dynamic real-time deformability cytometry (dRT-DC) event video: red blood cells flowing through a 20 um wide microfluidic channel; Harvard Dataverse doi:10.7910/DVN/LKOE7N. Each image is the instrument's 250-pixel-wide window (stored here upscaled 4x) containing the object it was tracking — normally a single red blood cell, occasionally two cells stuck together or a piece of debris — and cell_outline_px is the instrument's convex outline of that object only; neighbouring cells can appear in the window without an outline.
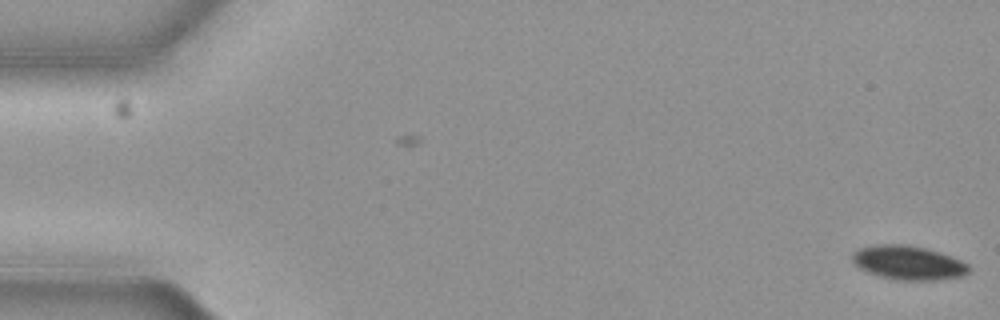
{"species": "common noctule bat (a hibernating species)", "species_latin": "Nyctalus noctula", "temperature_condition": "cold", "stored_images_in_passage": 7, "camera_frame_rate_fps": 3000, "um_per_image_px": 0.085, "animal": {"sex": "female", "body_mass_g": 19.3, "forearm_length_mm": 54.1}, "frame": {"image": 1, "passage_image": 7, "time_ms": 2.0, "image_size_px": [1000, 320], "cell_outline_px": [[972, 268], [968, 272], [960, 276], [936, 280], [900, 280], [880, 276], [868, 272], [860, 268], [852, 260], [852, 252], [860, 248], [876, 244], [904, 244], [924, 248], [940, 252], [952, 256], [968, 264]], "centroid_in_image_um": [77.21, 22.32], "position_along_channel_um": 7.8, "area_um2": 23.0}}